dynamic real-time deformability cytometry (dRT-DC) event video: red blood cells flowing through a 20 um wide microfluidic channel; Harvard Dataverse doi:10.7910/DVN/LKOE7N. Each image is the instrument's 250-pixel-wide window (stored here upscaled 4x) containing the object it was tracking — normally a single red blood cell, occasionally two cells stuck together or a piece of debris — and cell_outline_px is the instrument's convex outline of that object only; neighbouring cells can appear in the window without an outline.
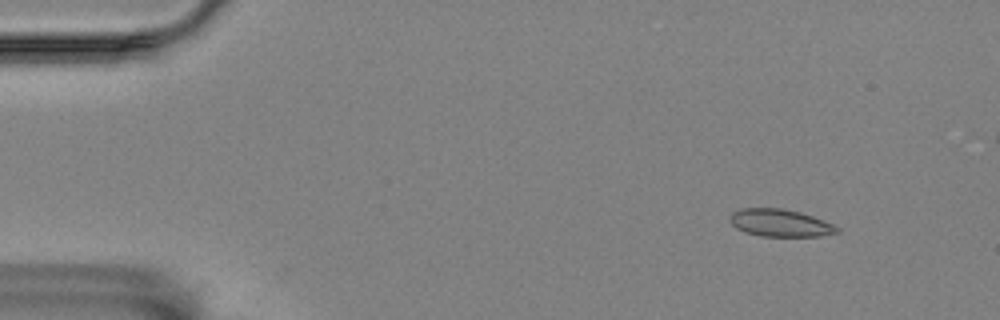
{"species": "Egyptian fruit bat (a non-hibernating species)", "species_latin": "Rousettus aegyptiacus", "temperature_condition": "room temperature", "stored_images_in_passage": 6, "camera_frame_rate_fps": 3000, "um_per_image_px": 0.085, "animal": {"sex": "female"}, "frame": {"image": 1, "passage_image": 2, "time_ms": 1.333, "image_size_px": [1000, 320], "cell_outline_px": [[840, 232], [820, 236], [760, 236], [744, 232], [736, 228], [728, 220], [728, 216], [732, 212], [740, 208], [780, 208], [800, 212], [824, 220], [840, 228]], "centroid_in_image_um": [66.28, 18.95], "position_along_channel_um": 18.7, "area_um2": 17.28}}